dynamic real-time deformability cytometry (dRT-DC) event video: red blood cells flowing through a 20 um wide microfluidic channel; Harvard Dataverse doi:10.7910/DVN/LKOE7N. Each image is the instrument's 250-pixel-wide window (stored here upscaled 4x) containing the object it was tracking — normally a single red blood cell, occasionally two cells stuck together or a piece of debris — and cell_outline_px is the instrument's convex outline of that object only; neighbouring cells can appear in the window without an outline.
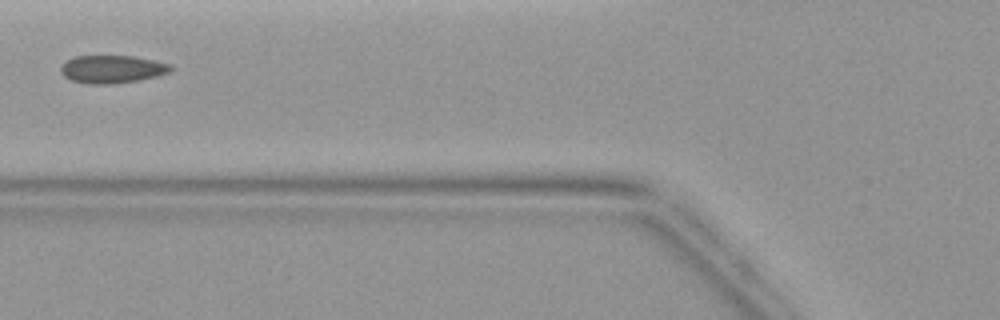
{"species": "common noctule bat (a hibernating species)", "species_latin": "Nyctalus noctula", "temperature_condition": "warm", "stored_images_in_passage": 4, "camera_frame_rate_fps": 3000, "um_per_image_px": 0.085, "animal": {"sex": "female", "body_mass_g": 19.9}, "frame": {"image": 1, "passage_image": 4, "time_ms": 4.667, "image_size_px": [1000, 320], "cell_outline_px": [[176, 68], [168, 72], [156, 76], [136, 80], [112, 84], [88, 84], [72, 80], [64, 76], [60, 72], [60, 64], [76, 56], [136, 56], [172, 64]], "centroid_in_image_um": [9.54, 5.87], "position_along_channel_um": 116.3, "area_um2": 17.92}}